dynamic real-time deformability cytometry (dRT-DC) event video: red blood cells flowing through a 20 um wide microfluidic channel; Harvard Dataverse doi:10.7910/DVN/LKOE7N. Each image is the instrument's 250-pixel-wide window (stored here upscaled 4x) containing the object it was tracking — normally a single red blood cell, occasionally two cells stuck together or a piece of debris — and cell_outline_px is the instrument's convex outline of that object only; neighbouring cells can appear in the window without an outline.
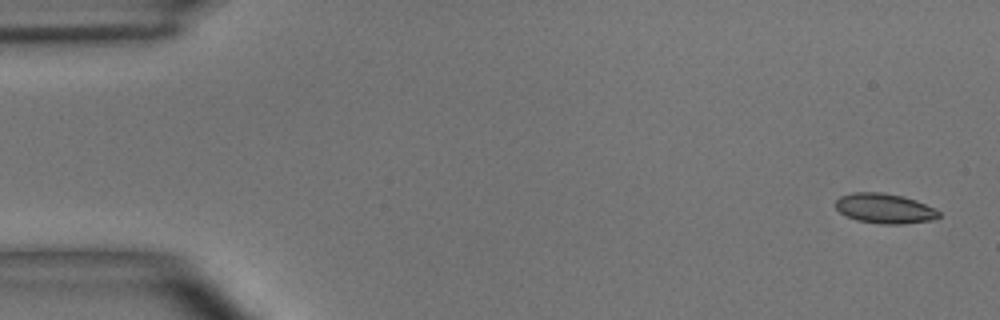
{"species": "common noctule bat (a hibernating species)", "species_latin": "Nyctalus noctula", "temperature_condition": "room temperature", "stored_images_in_passage": 4, "camera_frame_rate_fps": 3000, "um_per_image_px": 0.085, "animal": {"sex": "male", "body_mass_g": 15.6}, "frame": {"image": 1, "passage_image": 1, "time_ms": 0.0, "image_size_px": [1000, 320], "cell_outline_px": [[940, 216], [932, 220], [904, 224], [880, 224], [856, 220], [840, 212], [836, 208], [836, 200], [840, 196], [852, 192], [880, 192], [904, 196], [916, 200], [940, 212]], "centroid_in_image_um": [75.18, 17.72], "position_along_channel_um": 9.8, "area_um2": 17.98}}
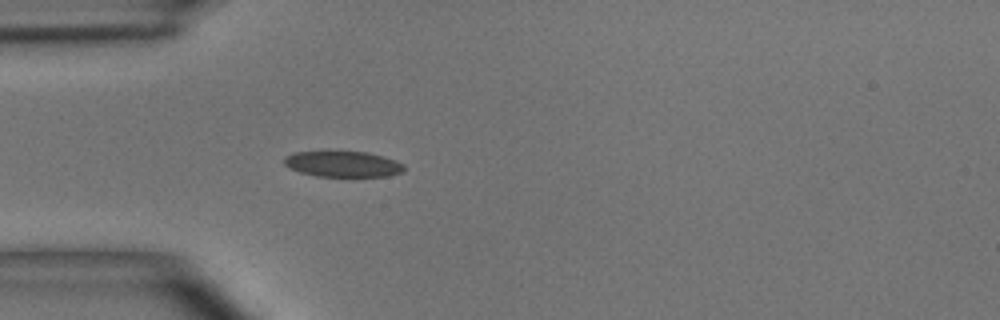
{"frame": {"image": 2, "passage_image": 4, "time_ms": 4.333, "image_size_px": [1000, 320], "cell_outline_px": [[404, 168], [400, 172], [388, 176], [316, 176], [300, 172], [284, 164], [284, 156], [292, 152], [368, 152], [404, 164]], "centroid_in_image_um": [29.1, 13.94], "position_along_channel_um": 55.9, "area_um2": 17.63}}